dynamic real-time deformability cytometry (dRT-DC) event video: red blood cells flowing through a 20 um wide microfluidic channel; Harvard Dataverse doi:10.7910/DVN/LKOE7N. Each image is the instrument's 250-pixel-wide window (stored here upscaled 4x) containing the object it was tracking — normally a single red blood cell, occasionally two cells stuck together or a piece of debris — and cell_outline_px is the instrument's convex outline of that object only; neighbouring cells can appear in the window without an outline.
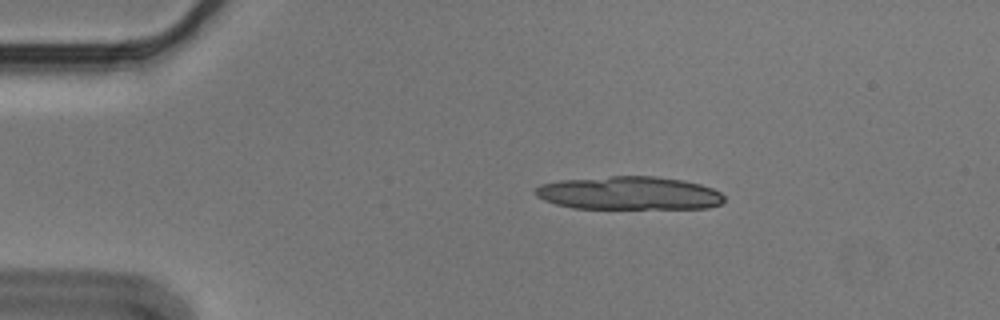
{"species": "Egyptian fruit bat (a non-hibernating species)", "species_latin": "Rousettus aegyptiacus", "temperature_condition": "cold", "stored_images_in_passage": 4, "camera_frame_rate_fps": 3000, "um_per_image_px": 0.085, "animal": {"sex": "male"}, "frame": {"image": 1, "passage_image": 2, "time_ms": 0.333, "image_size_px": [1000, 320], "cell_outline_px": [[724, 204], [708, 208], [572, 208], [556, 204], [544, 200], [536, 196], [532, 192], [540, 184], [560, 180], [612, 176], [656, 176], [684, 180], [700, 184], [712, 188], [720, 192], [724, 196]], "centroid_in_image_um": [53.48, 16.41], "position_along_channel_um": 31.5, "area_um2": 36.82}}